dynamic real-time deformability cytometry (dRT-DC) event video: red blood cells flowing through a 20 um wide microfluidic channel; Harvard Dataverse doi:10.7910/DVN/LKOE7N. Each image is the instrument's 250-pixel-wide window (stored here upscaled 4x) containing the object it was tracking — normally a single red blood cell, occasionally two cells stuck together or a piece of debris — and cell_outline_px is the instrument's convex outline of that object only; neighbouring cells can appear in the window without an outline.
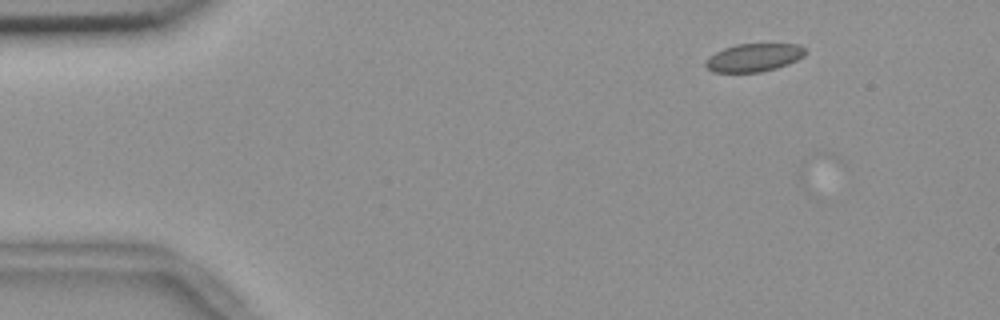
{"species": "common noctule bat (a hibernating species)", "species_latin": "Nyctalus noctula", "temperature_condition": "room temperature", "stored_images_in_passage": 4, "camera_frame_rate_fps": 3000, "um_per_image_px": 0.085, "animal": {"sex": "female", "body_mass_g": 18.4}, "frame": {"image": 1, "passage_image": 1, "time_ms": 0.0, "image_size_px": [1000, 320], "cell_outline_px": [[804, 56], [788, 64], [776, 68], [760, 72], [712, 72], [704, 64], [716, 52], [724, 48], [736, 44], [796, 44], [804, 48]], "centroid_in_image_um": [64.08, 4.9], "position_along_channel_um": 20.9, "area_um2": 16.01}}